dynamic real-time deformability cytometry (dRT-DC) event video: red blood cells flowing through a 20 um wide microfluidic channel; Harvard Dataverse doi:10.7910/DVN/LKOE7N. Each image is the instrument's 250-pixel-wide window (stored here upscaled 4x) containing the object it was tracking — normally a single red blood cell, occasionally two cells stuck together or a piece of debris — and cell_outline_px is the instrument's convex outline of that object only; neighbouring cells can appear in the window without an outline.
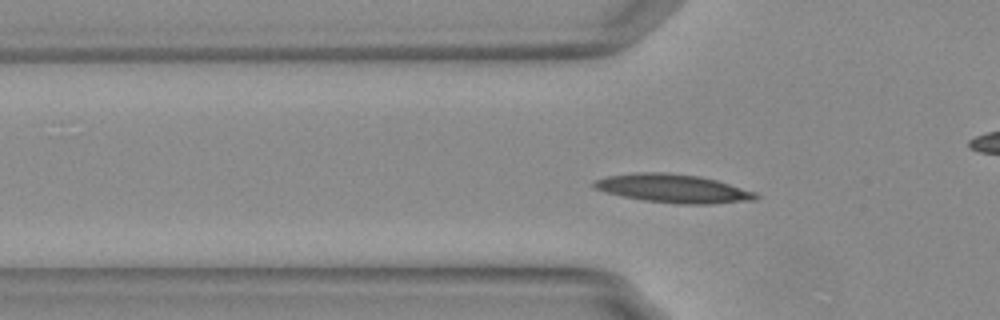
{"species": "Egyptian fruit bat (a non-hibernating species)", "species_latin": "Rousettus aegyptiacus", "temperature_condition": "warm", "stored_images_in_passage": 41, "camera_frame_rate_fps": 3000, "um_per_image_px": 0.085, "animal": {"sex": "female"}, "frame": {"image": 1, "passage_image": 3, "time_ms": 0.667, "image_size_px": [1000, 320], "cell_outline_px": [[760, 196], [756, 200], [712, 204], [676, 204], [644, 200], [624, 196], [608, 192], [596, 188], [592, 184], [592, 180], [608, 176], [636, 172], [668, 172], [700, 176], [716, 180], [756, 192]], "centroid_in_image_um": [57.26, 16.02], "position_along_channel_um": 68.5, "area_um2": 26.88}}
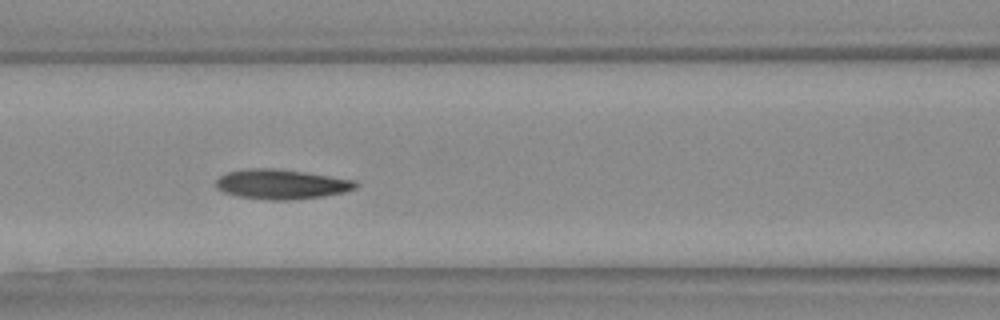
{"frame": {"image": 2, "passage_image": 9, "time_ms": 2.667, "image_size_px": [1000, 320], "cell_outline_px": [[360, 184], [356, 188], [344, 192], [320, 196], [292, 200], [268, 200], [240, 196], [224, 192], [216, 188], [216, 180], [220, 176], [228, 172], [252, 168], [276, 168], [304, 172], [356, 180]], "centroid_in_image_um": [23.94, 15.65], "position_along_channel_um": 142.7, "area_um2": 24.1}}
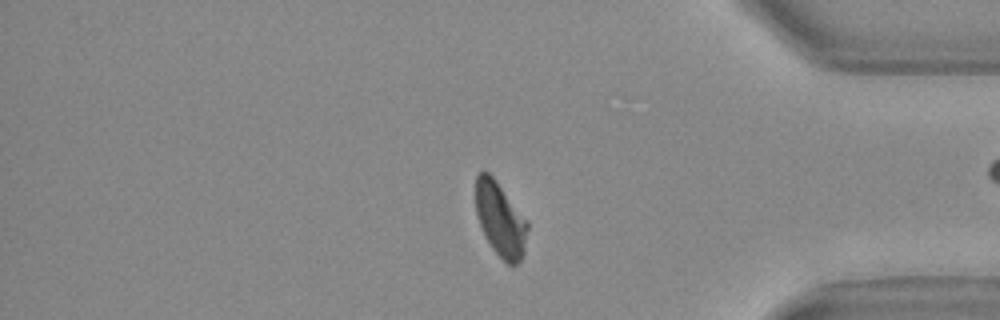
{"frame": {"image": 3, "passage_image": 31, "time_ms": 10.0, "image_size_px": [1000, 320], "cell_outline_px": [[528, 228], [524, 256], [516, 264], [508, 264], [492, 248], [480, 224], [476, 212], [476, 176], [484, 168], [492, 176], [528, 220]], "centroid_in_image_um": [42.55, 18.63], "position_along_channel_um": 392.6, "area_um2": 22.25}, "authors_computed_cell_mechanics": {"area_um2": 23.5824, "velocity_mm_per_s": 3.7161, "shape_relaxation_time_tau1_ms": 5.3122, "shape_relaxation_time_tau2_ms": 2.2127, "deformation_change_tau1": 0.1701, "deformation_change_tau2": 0.0793}}